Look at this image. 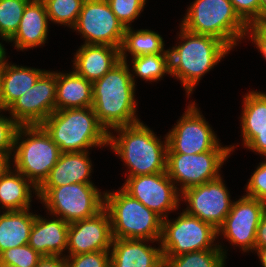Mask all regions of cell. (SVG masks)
I'll list each match as a JSON object with an SVG mask.
<instances>
[{"label":"cell","mask_w":266,"mask_h":267,"mask_svg":"<svg viewBox=\"0 0 266 267\" xmlns=\"http://www.w3.org/2000/svg\"><path fill=\"white\" fill-rule=\"evenodd\" d=\"M235 12L247 24L260 23L259 0H230Z\"/></svg>","instance_id":"obj_39"},{"label":"cell","mask_w":266,"mask_h":267,"mask_svg":"<svg viewBox=\"0 0 266 267\" xmlns=\"http://www.w3.org/2000/svg\"><path fill=\"white\" fill-rule=\"evenodd\" d=\"M56 110L85 108L93 106L92 82L74 70L57 72Z\"/></svg>","instance_id":"obj_23"},{"label":"cell","mask_w":266,"mask_h":267,"mask_svg":"<svg viewBox=\"0 0 266 267\" xmlns=\"http://www.w3.org/2000/svg\"><path fill=\"white\" fill-rule=\"evenodd\" d=\"M13 152V169L19 171L37 188L49 176L61 154L59 147L42 125L19 126Z\"/></svg>","instance_id":"obj_7"},{"label":"cell","mask_w":266,"mask_h":267,"mask_svg":"<svg viewBox=\"0 0 266 267\" xmlns=\"http://www.w3.org/2000/svg\"><path fill=\"white\" fill-rule=\"evenodd\" d=\"M35 216L30 208L0 214V254L7 249L28 244Z\"/></svg>","instance_id":"obj_26"},{"label":"cell","mask_w":266,"mask_h":267,"mask_svg":"<svg viewBox=\"0 0 266 267\" xmlns=\"http://www.w3.org/2000/svg\"><path fill=\"white\" fill-rule=\"evenodd\" d=\"M254 251H256L255 253L258 255V258L262 263V267H266V247L255 248Z\"/></svg>","instance_id":"obj_44"},{"label":"cell","mask_w":266,"mask_h":267,"mask_svg":"<svg viewBox=\"0 0 266 267\" xmlns=\"http://www.w3.org/2000/svg\"><path fill=\"white\" fill-rule=\"evenodd\" d=\"M135 86L129 65L122 60L92 83V108L108 133L110 129L140 122L136 115Z\"/></svg>","instance_id":"obj_1"},{"label":"cell","mask_w":266,"mask_h":267,"mask_svg":"<svg viewBox=\"0 0 266 267\" xmlns=\"http://www.w3.org/2000/svg\"><path fill=\"white\" fill-rule=\"evenodd\" d=\"M0 267H18V266L0 265Z\"/></svg>","instance_id":"obj_48"},{"label":"cell","mask_w":266,"mask_h":267,"mask_svg":"<svg viewBox=\"0 0 266 267\" xmlns=\"http://www.w3.org/2000/svg\"><path fill=\"white\" fill-rule=\"evenodd\" d=\"M246 186V196L266 203V158L259 163Z\"/></svg>","instance_id":"obj_37"},{"label":"cell","mask_w":266,"mask_h":267,"mask_svg":"<svg viewBox=\"0 0 266 267\" xmlns=\"http://www.w3.org/2000/svg\"><path fill=\"white\" fill-rule=\"evenodd\" d=\"M112 12L125 28L139 17L147 0H107Z\"/></svg>","instance_id":"obj_34"},{"label":"cell","mask_w":266,"mask_h":267,"mask_svg":"<svg viewBox=\"0 0 266 267\" xmlns=\"http://www.w3.org/2000/svg\"><path fill=\"white\" fill-rule=\"evenodd\" d=\"M5 50L6 49H5L4 45H2V43L0 42V70L4 67V65L7 62Z\"/></svg>","instance_id":"obj_46"},{"label":"cell","mask_w":266,"mask_h":267,"mask_svg":"<svg viewBox=\"0 0 266 267\" xmlns=\"http://www.w3.org/2000/svg\"><path fill=\"white\" fill-rule=\"evenodd\" d=\"M37 197L49 215L67 223L90 218L105 207V194L94 184H68L54 188H38Z\"/></svg>","instance_id":"obj_8"},{"label":"cell","mask_w":266,"mask_h":267,"mask_svg":"<svg viewBox=\"0 0 266 267\" xmlns=\"http://www.w3.org/2000/svg\"><path fill=\"white\" fill-rule=\"evenodd\" d=\"M30 0H0V35L9 40L18 30L24 8Z\"/></svg>","instance_id":"obj_32"},{"label":"cell","mask_w":266,"mask_h":267,"mask_svg":"<svg viewBox=\"0 0 266 267\" xmlns=\"http://www.w3.org/2000/svg\"><path fill=\"white\" fill-rule=\"evenodd\" d=\"M250 34V36H248ZM245 36L251 37L258 51L263 54L266 60V23H253L248 25Z\"/></svg>","instance_id":"obj_40"},{"label":"cell","mask_w":266,"mask_h":267,"mask_svg":"<svg viewBox=\"0 0 266 267\" xmlns=\"http://www.w3.org/2000/svg\"><path fill=\"white\" fill-rule=\"evenodd\" d=\"M108 145L128 167L127 177L152 175L167 170V136L161 141L143 122L113 129Z\"/></svg>","instance_id":"obj_2"},{"label":"cell","mask_w":266,"mask_h":267,"mask_svg":"<svg viewBox=\"0 0 266 267\" xmlns=\"http://www.w3.org/2000/svg\"><path fill=\"white\" fill-rule=\"evenodd\" d=\"M104 194V208L110 215L113 238L147 239L160 244L163 219L159 215L132 198L122 188L116 192L106 191Z\"/></svg>","instance_id":"obj_6"},{"label":"cell","mask_w":266,"mask_h":267,"mask_svg":"<svg viewBox=\"0 0 266 267\" xmlns=\"http://www.w3.org/2000/svg\"><path fill=\"white\" fill-rule=\"evenodd\" d=\"M181 201L187 202L184 210L218 229L230 212L233 201L222 177L186 189L181 193Z\"/></svg>","instance_id":"obj_15"},{"label":"cell","mask_w":266,"mask_h":267,"mask_svg":"<svg viewBox=\"0 0 266 267\" xmlns=\"http://www.w3.org/2000/svg\"><path fill=\"white\" fill-rule=\"evenodd\" d=\"M36 267H67L65 257L42 256Z\"/></svg>","instance_id":"obj_42"},{"label":"cell","mask_w":266,"mask_h":267,"mask_svg":"<svg viewBox=\"0 0 266 267\" xmlns=\"http://www.w3.org/2000/svg\"><path fill=\"white\" fill-rule=\"evenodd\" d=\"M3 111H6V110L3 108L2 104H1V101H0V113L3 112Z\"/></svg>","instance_id":"obj_47"},{"label":"cell","mask_w":266,"mask_h":267,"mask_svg":"<svg viewBox=\"0 0 266 267\" xmlns=\"http://www.w3.org/2000/svg\"><path fill=\"white\" fill-rule=\"evenodd\" d=\"M111 220L104 208L93 217L69 224L67 251L65 256L95 251H110L112 246Z\"/></svg>","instance_id":"obj_17"},{"label":"cell","mask_w":266,"mask_h":267,"mask_svg":"<svg viewBox=\"0 0 266 267\" xmlns=\"http://www.w3.org/2000/svg\"><path fill=\"white\" fill-rule=\"evenodd\" d=\"M163 267H170V266L166 262H164Z\"/></svg>","instance_id":"obj_49"},{"label":"cell","mask_w":266,"mask_h":267,"mask_svg":"<svg viewBox=\"0 0 266 267\" xmlns=\"http://www.w3.org/2000/svg\"><path fill=\"white\" fill-rule=\"evenodd\" d=\"M76 51L73 70L92 83L120 61V49L114 46L83 44Z\"/></svg>","instance_id":"obj_21"},{"label":"cell","mask_w":266,"mask_h":267,"mask_svg":"<svg viewBox=\"0 0 266 267\" xmlns=\"http://www.w3.org/2000/svg\"><path fill=\"white\" fill-rule=\"evenodd\" d=\"M49 18L42 0H30L24 8L16 33L8 40L18 50L31 49L46 43Z\"/></svg>","instance_id":"obj_20"},{"label":"cell","mask_w":266,"mask_h":267,"mask_svg":"<svg viewBox=\"0 0 266 267\" xmlns=\"http://www.w3.org/2000/svg\"><path fill=\"white\" fill-rule=\"evenodd\" d=\"M121 188L162 219H166L171 211L178 210L181 201L179 188L167 172L127 177Z\"/></svg>","instance_id":"obj_13"},{"label":"cell","mask_w":266,"mask_h":267,"mask_svg":"<svg viewBox=\"0 0 266 267\" xmlns=\"http://www.w3.org/2000/svg\"><path fill=\"white\" fill-rule=\"evenodd\" d=\"M227 251L220 244L216 249L184 253L175 257H163L170 267H225Z\"/></svg>","instance_id":"obj_28"},{"label":"cell","mask_w":266,"mask_h":267,"mask_svg":"<svg viewBox=\"0 0 266 267\" xmlns=\"http://www.w3.org/2000/svg\"><path fill=\"white\" fill-rule=\"evenodd\" d=\"M11 157L9 155L0 154V177L8 170L11 166L12 160L10 161Z\"/></svg>","instance_id":"obj_43"},{"label":"cell","mask_w":266,"mask_h":267,"mask_svg":"<svg viewBox=\"0 0 266 267\" xmlns=\"http://www.w3.org/2000/svg\"><path fill=\"white\" fill-rule=\"evenodd\" d=\"M190 102L177 124L166 134L167 153L198 154L205 151H234L235 145L221 146L208 121Z\"/></svg>","instance_id":"obj_10"},{"label":"cell","mask_w":266,"mask_h":267,"mask_svg":"<svg viewBox=\"0 0 266 267\" xmlns=\"http://www.w3.org/2000/svg\"><path fill=\"white\" fill-rule=\"evenodd\" d=\"M260 2V23H266V0Z\"/></svg>","instance_id":"obj_45"},{"label":"cell","mask_w":266,"mask_h":267,"mask_svg":"<svg viewBox=\"0 0 266 267\" xmlns=\"http://www.w3.org/2000/svg\"><path fill=\"white\" fill-rule=\"evenodd\" d=\"M183 18L180 26L187 31L216 37L230 49L245 38L248 28L230 0H194Z\"/></svg>","instance_id":"obj_5"},{"label":"cell","mask_w":266,"mask_h":267,"mask_svg":"<svg viewBox=\"0 0 266 267\" xmlns=\"http://www.w3.org/2000/svg\"><path fill=\"white\" fill-rule=\"evenodd\" d=\"M243 145L266 157V126L263 128H241Z\"/></svg>","instance_id":"obj_38"},{"label":"cell","mask_w":266,"mask_h":267,"mask_svg":"<svg viewBox=\"0 0 266 267\" xmlns=\"http://www.w3.org/2000/svg\"><path fill=\"white\" fill-rule=\"evenodd\" d=\"M37 189L38 188L19 171L16 169L12 170V167H9L0 177V208L4 211L30 208L32 192H34L37 197Z\"/></svg>","instance_id":"obj_25"},{"label":"cell","mask_w":266,"mask_h":267,"mask_svg":"<svg viewBox=\"0 0 266 267\" xmlns=\"http://www.w3.org/2000/svg\"><path fill=\"white\" fill-rule=\"evenodd\" d=\"M49 21L60 25L75 26L84 0H42Z\"/></svg>","instance_id":"obj_31"},{"label":"cell","mask_w":266,"mask_h":267,"mask_svg":"<svg viewBox=\"0 0 266 267\" xmlns=\"http://www.w3.org/2000/svg\"><path fill=\"white\" fill-rule=\"evenodd\" d=\"M265 204L256 198L243 195L233 202L223 224L217 229V236L221 233L229 243L239 246L243 252H253L257 227Z\"/></svg>","instance_id":"obj_16"},{"label":"cell","mask_w":266,"mask_h":267,"mask_svg":"<svg viewBox=\"0 0 266 267\" xmlns=\"http://www.w3.org/2000/svg\"><path fill=\"white\" fill-rule=\"evenodd\" d=\"M42 255L28 244L10 248L0 254V265L36 267Z\"/></svg>","instance_id":"obj_33"},{"label":"cell","mask_w":266,"mask_h":267,"mask_svg":"<svg viewBox=\"0 0 266 267\" xmlns=\"http://www.w3.org/2000/svg\"><path fill=\"white\" fill-rule=\"evenodd\" d=\"M180 28L178 38L181 41L178 46L168 49L170 76L181 81L189 98L202 76L213 69L231 49L216 37Z\"/></svg>","instance_id":"obj_3"},{"label":"cell","mask_w":266,"mask_h":267,"mask_svg":"<svg viewBox=\"0 0 266 267\" xmlns=\"http://www.w3.org/2000/svg\"><path fill=\"white\" fill-rule=\"evenodd\" d=\"M231 151H205L198 154L167 153V174L180 193L219 178L221 166ZM180 183V184H178Z\"/></svg>","instance_id":"obj_11"},{"label":"cell","mask_w":266,"mask_h":267,"mask_svg":"<svg viewBox=\"0 0 266 267\" xmlns=\"http://www.w3.org/2000/svg\"><path fill=\"white\" fill-rule=\"evenodd\" d=\"M84 44L109 45L121 48L125 27L118 20L107 0H84L75 26Z\"/></svg>","instance_id":"obj_12"},{"label":"cell","mask_w":266,"mask_h":267,"mask_svg":"<svg viewBox=\"0 0 266 267\" xmlns=\"http://www.w3.org/2000/svg\"><path fill=\"white\" fill-rule=\"evenodd\" d=\"M241 128H263L266 126V92L249 91L243 96Z\"/></svg>","instance_id":"obj_30"},{"label":"cell","mask_w":266,"mask_h":267,"mask_svg":"<svg viewBox=\"0 0 266 267\" xmlns=\"http://www.w3.org/2000/svg\"><path fill=\"white\" fill-rule=\"evenodd\" d=\"M147 239L113 238L110 250V267H163L161 246L152 247Z\"/></svg>","instance_id":"obj_18"},{"label":"cell","mask_w":266,"mask_h":267,"mask_svg":"<svg viewBox=\"0 0 266 267\" xmlns=\"http://www.w3.org/2000/svg\"><path fill=\"white\" fill-rule=\"evenodd\" d=\"M41 125L61 152L108 146L109 133L92 107L55 110Z\"/></svg>","instance_id":"obj_4"},{"label":"cell","mask_w":266,"mask_h":267,"mask_svg":"<svg viewBox=\"0 0 266 267\" xmlns=\"http://www.w3.org/2000/svg\"><path fill=\"white\" fill-rule=\"evenodd\" d=\"M164 41L160 34L149 29L133 30L127 27L120 48V60L127 62V51L132 58L149 54H166Z\"/></svg>","instance_id":"obj_27"},{"label":"cell","mask_w":266,"mask_h":267,"mask_svg":"<svg viewBox=\"0 0 266 267\" xmlns=\"http://www.w3.org/2000/svg\"><path fill=\"white\" fill-rule=\"evenodd\" d=\"M67 267H110V251L65 256Z\"/></svg>","instance_id":"obj_35"},{"label":"cell","mask_w":266,"mask_h":267,"mask_svg":"<svg viewBox=\"0 0 266 267\" xmlns=\"http://www.w3.org/2000/svg\"><path fill=\"white\" fill-rule=\"evenodd\" d=\"M162 221L160 246L163 257H175L193 251L216 249L217 229L185 211L175 219ZM214 243V244H213Z\"/></svg>","instance_id":"obj_9"},{"label":"cell","mask_w":266,"mask_h":267,"mask_svg":"<svg viewBox=\"0 0 266 267\" xmlns=\"http://www.w3.org/2000/svg\"><path fill=\"white\" fill-rule=\"evenodd\" d=\"M88 154L89 151L61 152L49 176L38 188H54L74 183L94 184L90 179L93 165Z\"/></svg>","instance_id":"obj_22"},{"label":"cell","mask_w":266,"mask_h":267,"mask_svg":"<svg viewBox=\"0 0 266 267\" xmlns=\"http://www.w3.org/2000/svg\"><path fill=\"white\" fill-rule=\"evenodd\" d=\"M0 38H2V40L8 42V40H6L5 38H3L1 35H0Z\"/></svg>","instance_id":"obj_50"},{"label":"cell","mask_w":266,"mask_h":267,"mask_svg":"<svg viewBox=\"0 0 266 267\" xmlns=\"http://www.w3.org/2000/svg\"><path fill=\"white\" fill-rule=\"evenodd\" d=\"M19 126L12 117L0 114V154L12 156Z\"/></svg>","instance_id":"obj_36"},{"label":"cell","mask_w":266,"mask_h":267,"mask_svg":"<svg viewBox=\"0 0 266 267\" xmlns=\"http://www.w3.org/2000/svg\"><path fill=\"white\" fill-rule=\"evenodd\" d=\"M131 77L135 84V76L149 82H157L165 74H170L169 51L166 54H149L132 58ZM134 74H136L134 76Z\"/></svg>","instance_id":"obj_29"},{"label":"cell","mask_w":266,"mask_h":267,"mask_svg":"<svg viewBox=\"0 0 266 267\" xmlns=\"http://www.w3.org/2000/svg\"><path fill=\"white\" fill-rule=\"evenodd\" d=\"M45 71L6 62L0 70V101L3 108L7 110Z\"/></svg>","instance_id":"obj_24"},{"label":"cell","mask_w":266,"mask_h":267,"mask_svg":"<svg viewBox=\"0 0 266 267\" xmlns=\"http://www.w3.org/2000/svg\"><path fill=\"white\" fill-rule=\"evenodd\" d=\"M266 247V204L262 214L261 221L257 227L255 248Z\"/></svg>","instance_id":"obj_41"},{"label":"cell","mask_w":266,"mask_h":267,"mask_svg":"<svg viewBox=\"0 0 266 267\" xmlns=\"http://www.w3.org/2000/svg\"><path fill=\"white\" fill-rule=\"evenodd\" d=\"M52 220L35 216L28 245L42 256H60L67 250L69 223L60 217Z\"/></svg>","instance_id":"obj_19"},{"label":"cell","mask_w":266,"mask_h":267,"mask_svg":"<svg viewBox=\"0 0 266 267\" xmlns=\"http://www.w3.org/2000/svg\"><path fill=\"white\" fill-rule=\"evenodd\" d=\"M57 72L45 71L6 110L20 125H41L56 110Z\"/></svg>","instance_id":"obj_14"}]
</instances>
